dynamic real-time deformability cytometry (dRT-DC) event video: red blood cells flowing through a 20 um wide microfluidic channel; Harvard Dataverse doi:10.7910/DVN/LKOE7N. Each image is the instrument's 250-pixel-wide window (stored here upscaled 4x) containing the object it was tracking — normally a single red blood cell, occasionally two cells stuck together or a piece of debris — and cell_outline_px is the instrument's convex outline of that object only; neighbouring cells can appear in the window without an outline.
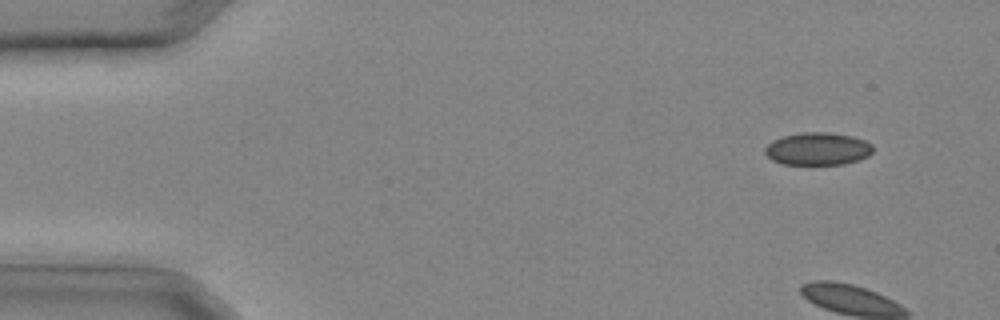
{"species": "common noctule bat (a hibernating species)", "species_latin": "Nyctalus noctula", "temperature_condition": "cold", "stored_images_in_passage": 32, "camera_frame_rate_fps": 3000, "um_per_image_px": 0.085, "animal": {"sex": "male", "body_mass_g": 20.4}, "frame": {"image": 1, "passage_image": 1, "time_ms": 0.0, "image_size_px": [1000, 320], "cell_outline_px": [[872, 152], [868, 156], [844, 164], [784, 164], [772, 160], [764, 152], [764, 148], [772, 140], [784, 136], [804, 132], [828, 132], [852, 136], [864, 140], [872, 144]], "centroid_in_image_um": [69.49, 12.64], "position_along_channel_um": 15.5, "area_um2": 20.4}}
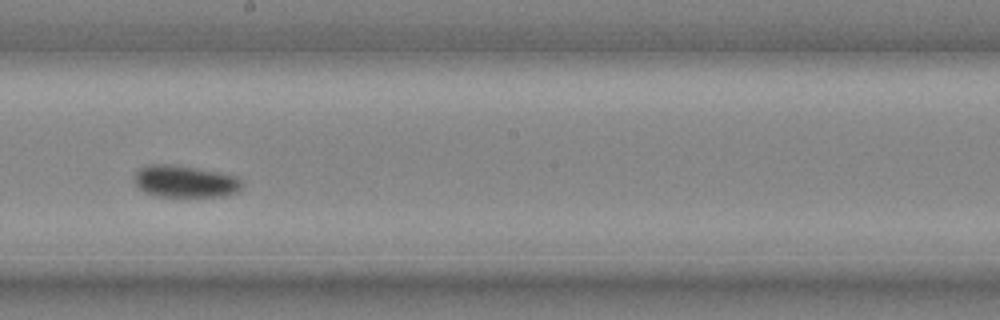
{"frame": {"image": 2, "passage_image": 18, "time_ms": 5.667, "image_size_px": [1000, 320], "cell_outline_px": [[240, 192], [228, 196], [156, 196], [144, 192], [136, 184], [136, 172], [140, 168], [148, 164], [172, 164], [196, 168], [236, 176], [240, 180]], "centroid_in_image_um": [15.73, 15.42], "position_along_channel_um": 232.5, "area_um2": 19.88}}
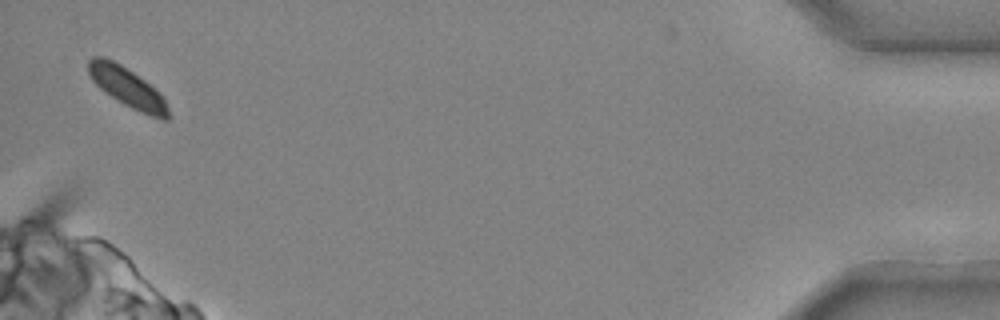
{"frame": {"image": 3, "passage_image": 31, "time_ms": 10.0, "image_size_px": [1000, 320], "cell_outline_px": [[168, 120], [160, 120], [140, 112], [116, 100], [100, 88], [92, 80], [88, 72], [88, 60], [92, 56], [104, 56], [120, 64], [144, 80], [164, 100], [168, 108]], "centroid_in_image_um": [10.77, 7.42], "position_along_channel_um": 424.4, "area_um2": 18.03}}